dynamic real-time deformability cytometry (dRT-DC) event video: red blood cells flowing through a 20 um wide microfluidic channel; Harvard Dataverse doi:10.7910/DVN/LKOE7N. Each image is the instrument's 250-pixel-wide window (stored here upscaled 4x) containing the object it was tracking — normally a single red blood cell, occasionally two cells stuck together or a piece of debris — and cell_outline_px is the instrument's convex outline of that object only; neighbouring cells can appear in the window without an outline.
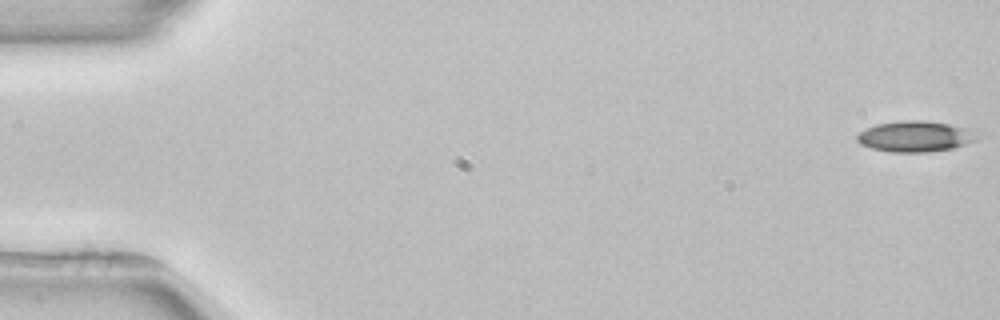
{"species": "common noctule bat (a hibernating species)", "species_latin": "Nyctalus noctula", "temperature_condition": "room temperature", "stored_images_in_passage": 6, "camera_frame_rate_fps": 3000, "um_per_image_px": 0.085, "animal": {"sex": "female", "body_mass_g": 22.7, "forearm_length_mm": 54.2}, "frame": {"image": 1, "passage_image": 1, "time_ms": 0.0, "image_size_px": [1000, 320], "cell_outline_px": [[984, 136], [976, 140], [952, 148], [924, 152], [888, 152], [872, 148], [860, 144], [856, 140], [856, 136], [864, 128], [876, 124], [900, 120], [920, 120], [980, 128], [984, 132]], "centroid_in_image_um": [77.93, 11.57], "position_along_channel_um": 7.1, "area_um2": 22.37}}